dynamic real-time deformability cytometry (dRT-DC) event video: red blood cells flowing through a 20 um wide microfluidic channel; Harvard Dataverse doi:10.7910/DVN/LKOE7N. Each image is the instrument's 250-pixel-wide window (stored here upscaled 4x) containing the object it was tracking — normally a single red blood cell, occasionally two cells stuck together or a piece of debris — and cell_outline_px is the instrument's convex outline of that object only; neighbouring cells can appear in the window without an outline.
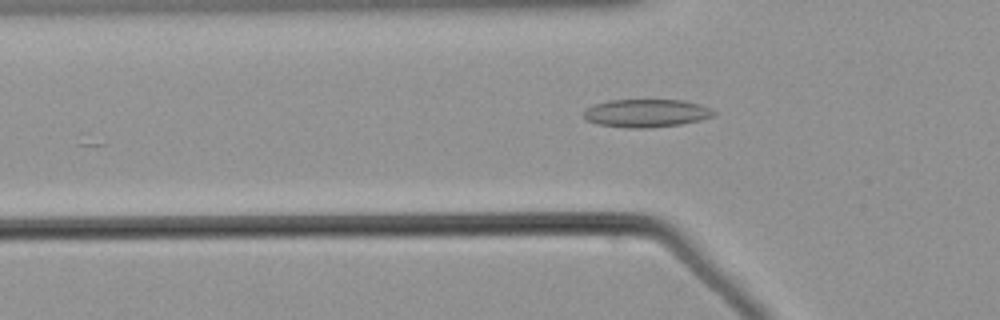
{"species": "common noctule bat (a hibernating species)", "species_latin": "Nyctalus noctula", "temperature_condition": "warm", "stored_images_in_passage": 40, "camera_frame_rate_fps": 3000, "um_per_image_px": 0.085, "animal": {"sex": "male", "body_mass_g": 21.5, "forearm_length_mm": 52.0}, "frame": {"image": 1, "passage_image": 3, "time_ms": 0.667, "image_size_px": [1000, 320], "cell_outline_px": [[716, 116], [700, 120], [680, 124], [648, 128], [628, 128], [596, 124], [584, 120], [584, 112], [588, 108], [596, 104], [608, 100], [684, 100], [708, 108], [716, 112]], "centroid_in_image_um": [54.91, 9.63], "position_along_channel_um": 70.9, "area_um2": 21.15}}
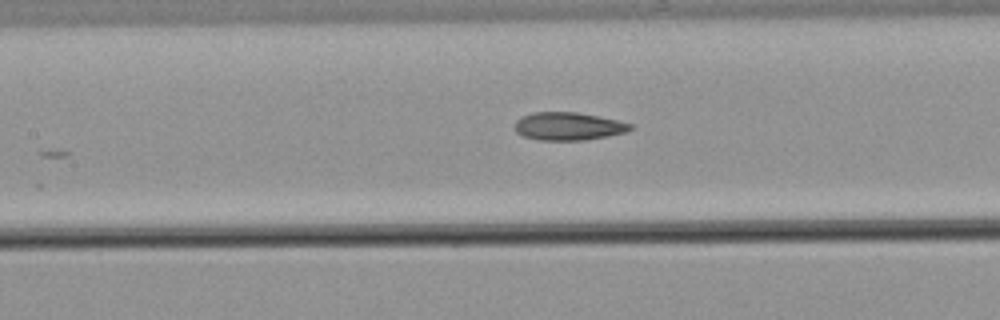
{"frame": {"image": 2, "passage_image": 10, "time_ms": 3.0, "image_size_px": [1000, 320], "cell_outline_px": [[632, 128], [624, 132], [608, 136], [588, 140], [536, 140], [524, 136], [516, 132], [516, 120], [532, 112], [576, 112], [616, 120], [632, 124]], "centroid_in_image_um": [48.29, 10.74], "position_along_channel_um": 159.1, "area_um2": 18.61}}
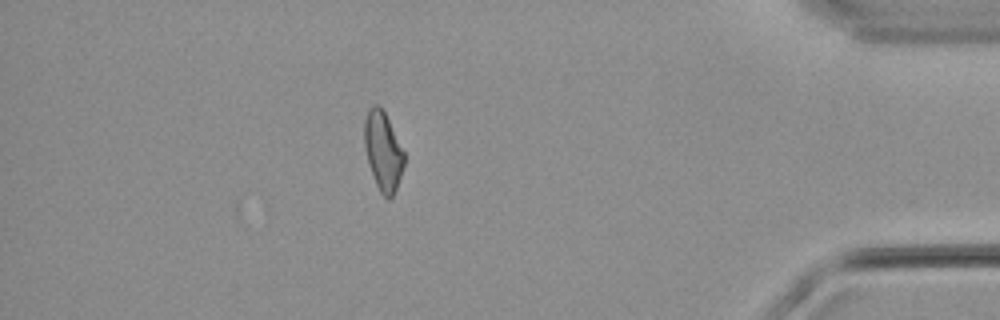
{"frame": {"image": 3, "passage_image": 33, "time_ms": 10.667, "image_size_px": [1000, 320], "cell_outline_px": [[404, 164], [396, 188], [392, 196], [388, 200], [380, 192], [376, 184], [368, 164], [364, 148], [364, 120], [368, 108], [372, 104], [376, 104], [384, 112], [404, 152]], "centroid_in_image_um": [32.52, 12.84], "position_along_channel_um": 402.7, "area_um2": 18.09}}